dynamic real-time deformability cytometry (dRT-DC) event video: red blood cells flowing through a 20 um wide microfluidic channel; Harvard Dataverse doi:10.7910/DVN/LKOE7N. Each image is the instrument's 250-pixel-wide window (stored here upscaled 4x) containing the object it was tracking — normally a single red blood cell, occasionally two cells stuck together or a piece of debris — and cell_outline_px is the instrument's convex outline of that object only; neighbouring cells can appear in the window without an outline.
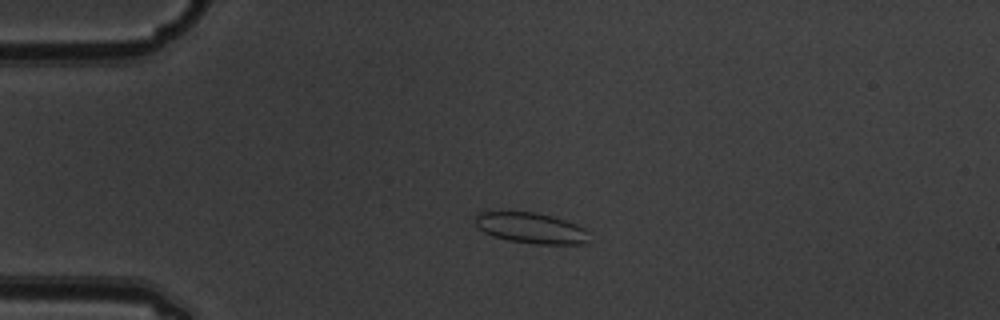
{"species": "common noctule bat (a hibernating species)", "species_latin": "Nyctalus noctula", "temperature_condition": "warm", "stored_images_in_passage": 4, "camera_frame_rate_fps": 3000, "um_per_image_px": 0.085, "animal": {"sex": "male", "body_mass_g": 19.5, "forearm_length_mm": 54.6}, "frame": {"image": 1, "passage_image": 3, "time_ms": 0.667, "image_size_px": [1000, 320], "cell_outline_px": [[588, 244], [536, 244], [508, 240], [484, 232], [476, 224], [476, 212], [536, 212], [552, 216], [576, 224], [584, 228], [588, 232]], "centroid_in_image_um": [45.18, 19.38], "position_along_channel_um": 39.8, "area_um2": 20.23}}